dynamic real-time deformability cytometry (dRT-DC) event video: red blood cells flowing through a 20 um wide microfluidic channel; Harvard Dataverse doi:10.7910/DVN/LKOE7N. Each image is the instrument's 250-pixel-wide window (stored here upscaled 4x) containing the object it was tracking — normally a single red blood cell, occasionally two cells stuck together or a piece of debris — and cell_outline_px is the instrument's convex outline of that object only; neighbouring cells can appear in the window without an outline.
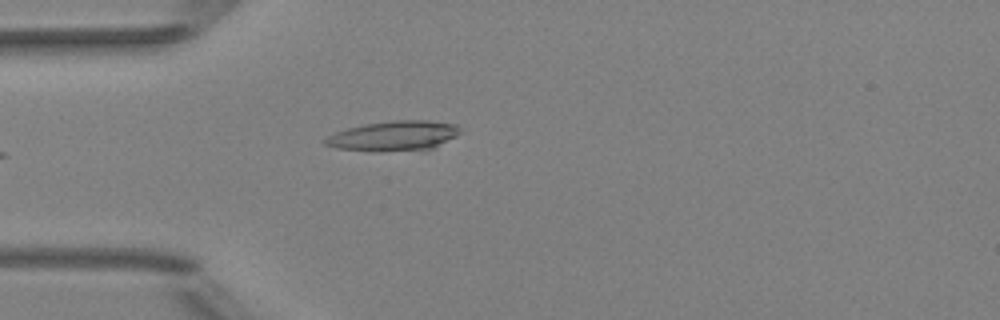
{"species": "Egyptian fruit bat (a non-hibernating species)", "species_latin": "Rousettus aegyptiacus", "temperature_condition": "room temperature", "stored_images_in_passage": 2, "camera_frame_rate_fps": 3000, "um_per_image_px": 0.085, "animal": {"sex": "female"}, "frame": {"image": 1, "passage_image": 2, "time_ms": 0.333, "image_size_px": [1000, 320], "cell_outline_px": [[460, 132], [456, 136], [436, 148], [424, 152], [376, 152], [336, 148], [324, 144], [324, 140], [328, 136], [336, 132], [348, 128], [364, 124], [392, 120], [428, 120], [456, 124], [460, 128]], "centroid_in_image_um": [33.53, 11.58], "position_along_channel_um": 51.5, "area_um2": 24.33}}